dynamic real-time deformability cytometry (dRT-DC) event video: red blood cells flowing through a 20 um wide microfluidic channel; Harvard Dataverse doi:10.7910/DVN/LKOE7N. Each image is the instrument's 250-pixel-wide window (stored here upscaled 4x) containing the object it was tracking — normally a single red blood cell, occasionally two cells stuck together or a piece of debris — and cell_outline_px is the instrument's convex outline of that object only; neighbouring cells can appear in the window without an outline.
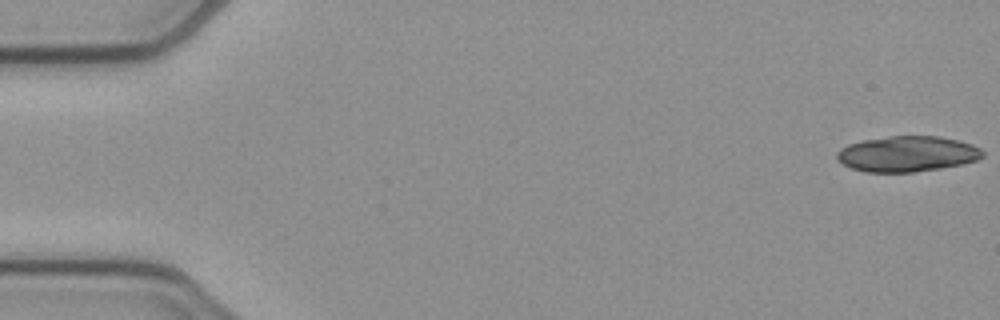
{"species": "common noctule bat (a hibernating species)", "species_latin": "Nyctalus noctula", "temperature_condition": "cold", "stored_images_in_passage": 19, "camera_frame_rate_fps": 3000, "um_per_image_px": 0.085, "animal": {"sex": "female", "body_mass_g": 21.9}, "frame": {"image": 1, "passage_image": 1, "time_ms": 0.0, "image_size_px": [1000, 320], "cell_outline_px": [[984, 156], [976, 160], [964, 164], [940, 168], [912, 172], [868, 172], [852, 168], [836, 160], [836, 152], [840, 148], [848, 144], [864, 140], [888, 136], [936, 136], [956, 140], [972, 144], [980, 148], [984, 152]], "centroid_in_image_um": [77.11, 13.08], "position_along_channel_um": 7.9, "area_um2": 30.23}}